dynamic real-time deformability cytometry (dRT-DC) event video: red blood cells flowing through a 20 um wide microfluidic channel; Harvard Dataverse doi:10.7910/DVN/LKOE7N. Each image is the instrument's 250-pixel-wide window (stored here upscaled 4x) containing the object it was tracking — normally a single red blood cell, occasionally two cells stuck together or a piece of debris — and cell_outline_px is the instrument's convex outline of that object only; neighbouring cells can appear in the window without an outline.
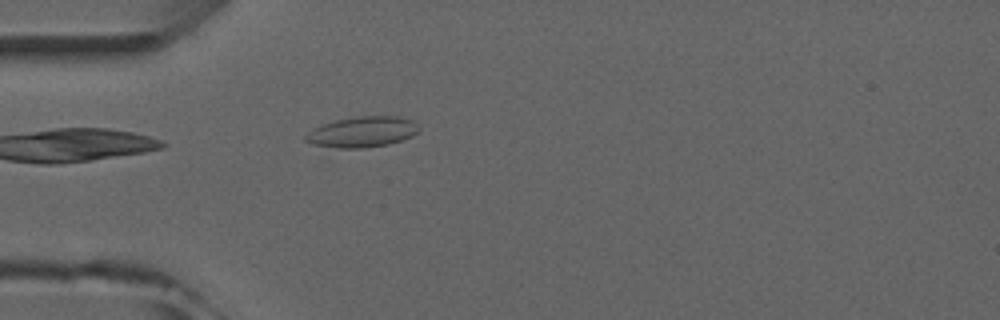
{"species": "common noctule bat (a hibernating species)", "species_latin": "Nyctalus noctula", "temperature_condition": "room temperature", "stored_images_in_passage": 3, "camera_frame_rate_fps": 3000, "um_per_image_px": 0.085, "animal": {"sex": "male", "forearm_length_mm": 52.5}, "frame": {"image": 1, "passage_image": 3, "time_ms": 2.0, "image_size_px": [1000, 320], "cell_outline_px": [[420, 128], [412, 136], [388, 144], [360, 148], [336, 148], [312, 144], [304, 140], [304, 136], [308, 132], [324, 124], [336, 120], [360, 116], [400, 116], [412, 120]], "centroid_in_image_um": [30.79, 11.21], "position_along_channel_um": 54.2, "area_um2": 20.0}}